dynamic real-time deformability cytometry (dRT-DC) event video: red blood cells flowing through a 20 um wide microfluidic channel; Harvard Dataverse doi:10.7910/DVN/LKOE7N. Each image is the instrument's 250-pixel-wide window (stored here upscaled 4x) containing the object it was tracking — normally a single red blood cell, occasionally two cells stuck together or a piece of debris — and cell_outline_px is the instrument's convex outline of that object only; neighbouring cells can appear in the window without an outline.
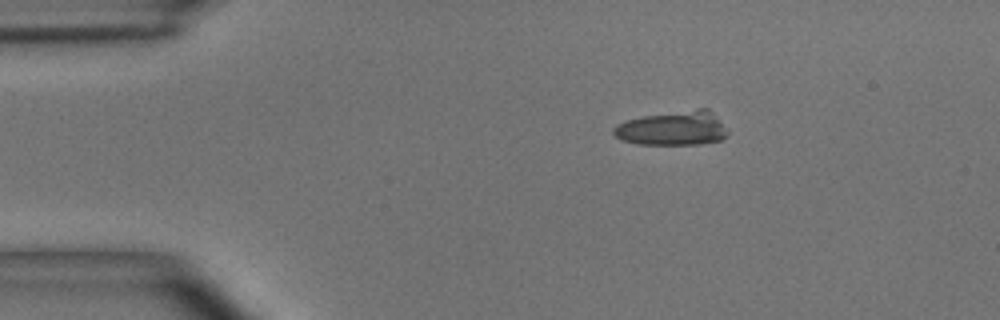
{"species": "common noctule bat (a hibernating species)", "species_latin": "Nyctalus noctula", "temperature_condition": "room temperature", "stored_images_in_passage": 46, "camera_frame_rate_fps": 3000, "um_per_image_px": 0.085, "animal": {"sex": "male", "body_mass_g": 15.6}, "frame": {"image": 1, "passage_image": 1, "time_ms": 0.0, "image_size_px": [1000, 320], "cell_outline_px": [[728, 132], [724, 140], [700, 144], [636, 144], [620, 140], [612, 132], [612, 128], [616, 124], [628, 120], [644, 116], [696, 108], [708, 108], [712, 112]], "centroid_in_image_um": [57.18, 10.91], "position_along_channel_um": 27.8, "area_um2": 22.83}}
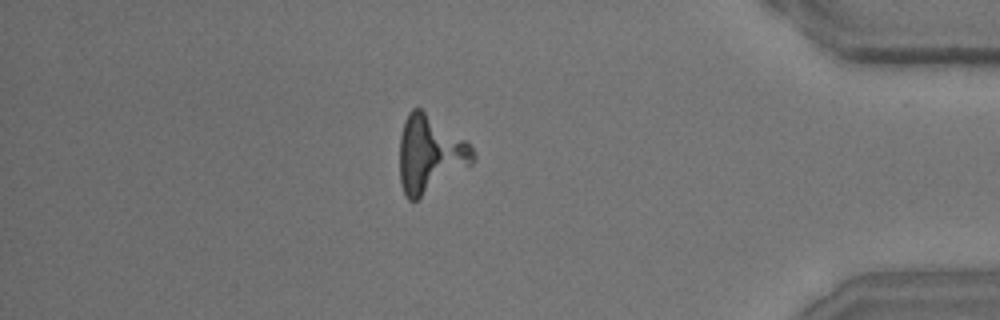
{"frame": {"image": 2, "passage_image": 39, "time_ms": 12.667, "image_size_px": [1000, 320], "cell_outline_px": [[476, 160], [472, 164], [416, 200], [408, 200], [404, 196], [400, 184], [400, 136], [404, 120], [408, 112], [412, 108], [420, 108], [472, 144], [476, 152]], "centroid_in_image_um": [36.55, 13.09], "position_along_channel_um": 398.6, "area_um2": 33.0}}
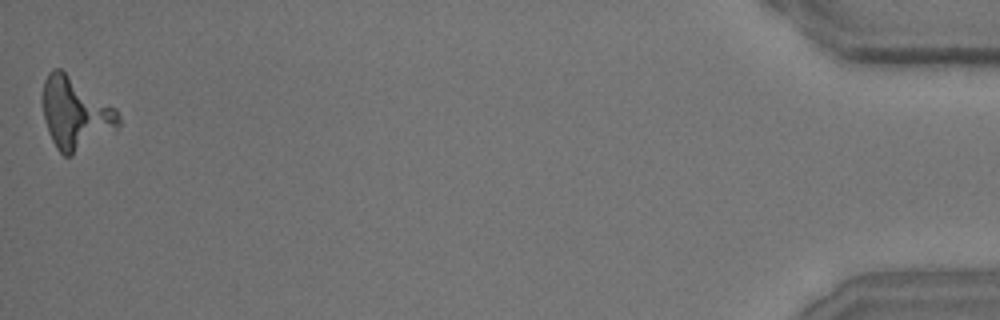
{"frame": {"image": 3, "passage_image": 46, "time_ms": 15.0, "image_size_px": [1000, 320], "cell_outline_px": [[120, 124], [116, 128], [72, 156], [64, 156], [56, 148], [48, 132], [44, 116], [44, 80], [48, 72], [52, 68], [60, 68], [116, 108], [120, 116]], "centroid_in_image_um": [6.4, 9.63], "position_along_channel_um": 428.8, "area_um2": 31.27}}